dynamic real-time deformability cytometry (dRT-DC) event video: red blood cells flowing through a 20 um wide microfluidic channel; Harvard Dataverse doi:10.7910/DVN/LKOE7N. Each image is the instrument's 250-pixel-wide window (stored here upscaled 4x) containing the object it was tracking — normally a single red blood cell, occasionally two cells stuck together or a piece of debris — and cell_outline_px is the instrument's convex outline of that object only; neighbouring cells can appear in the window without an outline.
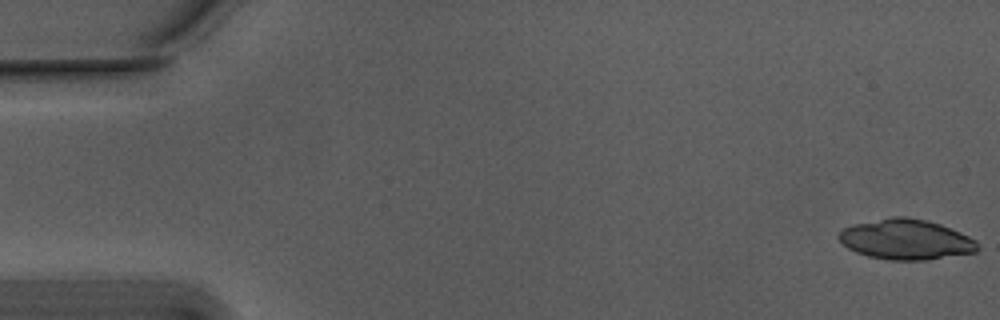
{"species": "Egyptian fruit bat (a non-hibernating species)", "species_latin": "Rousettus aegyptiacus", "temperature_condition": "warm", "stored_images_in_passage": 19, "camera_frame_rate_fps": 3000, "um_per_image_px": 0.085, "animal": {"sex": "male"}, "frame": {"image": 1, "passage_image": 1, "time_ms": 0.0, "image_size_px": [1000, 320], "cell_outline_px": [[980, 248], [976, 252], [924, 260], [888, 260], [868, 256], [856, 252], [848, 248], [836, 236], [844, 228], [852, 224], [892, 216], [908, 216], [940, 224], [960, 232], [976, 240]], "centroid_in_image_um": [77.0, 20.35], "position_along_channel_um": 8.0, "area_um2": 32.6}}